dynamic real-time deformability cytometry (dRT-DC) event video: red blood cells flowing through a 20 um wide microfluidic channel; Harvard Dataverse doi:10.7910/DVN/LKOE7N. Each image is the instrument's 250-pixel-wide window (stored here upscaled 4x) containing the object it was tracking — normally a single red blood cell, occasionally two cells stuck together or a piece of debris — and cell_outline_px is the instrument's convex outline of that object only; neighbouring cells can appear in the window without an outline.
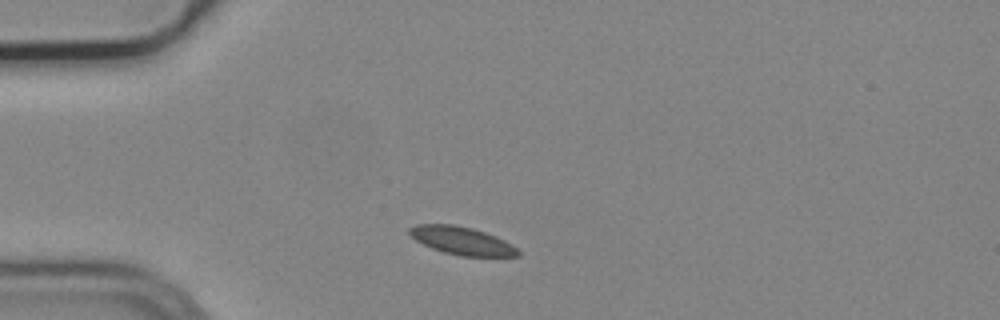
{"species": "common noctule bat (a hibernating species)", "species_latin": "Nyctalus noctula", "temperature_condition": "cold", "stored_images_in_passage": 12, "camera_frame_rate_fps": 3000, "um_per_image_px": 0.085, "animal": {"sex": "male", "body_mass_g": 19.2, "forearm_length_mm": 51.8}, "frame": {"image": 1, "passage_image": 1, "time_ms": 0.0, "image_size_px": [1000, 320], "cell_outline_px": [[520, 256], [460, 256], [444, 252], [432, 248], [416, 240], [408, 232], [408, 228], [416, 224], [452, 224], [472, 228], [496, 236], [504, 240], [516, 248], [520, 252]], "centroid_in_image_um": [39.24, 20.45], "position_along_channel_um": 45.8, "area_um2": 17.51}}
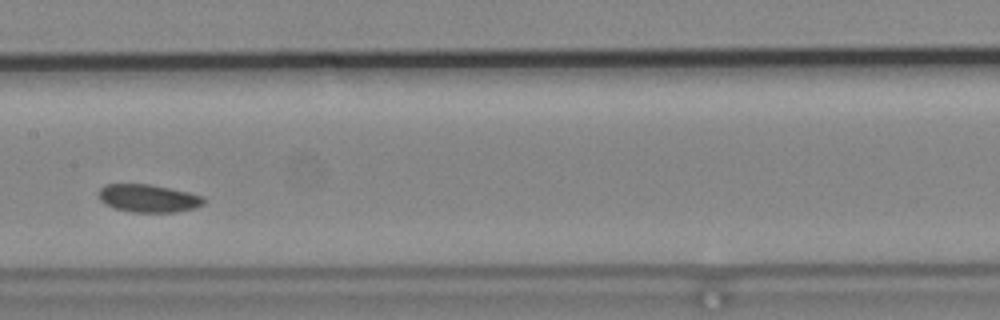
{"frame": {"image": 2, "passage_image": 5, "time_ms": 1.333, "image_size_px": [1000, 320], "cell_outline_px": [[204, 204], [196, 208], [176, 212], [132, 212], [112, 208], [104, 204], [96, 196], [96, 192], [104, 184], [148, 184], [188, 192], [204, 196]], "centroid_in_image_um": [12.55, 16.86], "position_along_channel_um": 194.8, "area_um2": 17.34}}
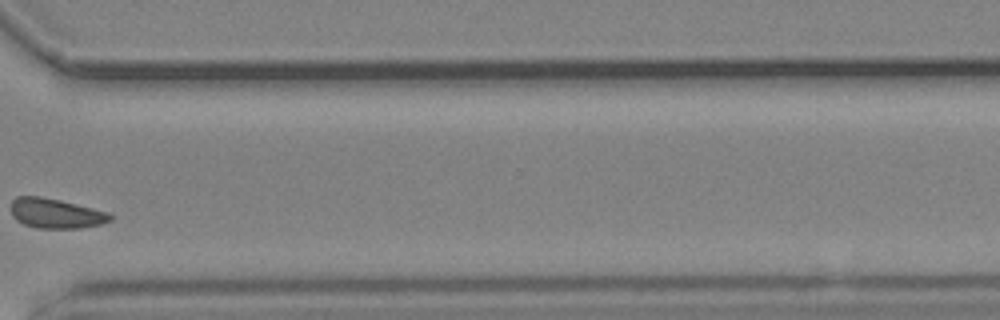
{"frame": {"image": 3, "passage_image": 9, "time_ms": 2.667, "image_size_px": [1000, 320], "cell_outline_px": [[112, 220], [100, 224], [80, 228], [36, 228], [24, 224], [16, 220], [12, 216], [12, 200], [16, 196], [40, 196], [60, 200], [108, 212], [112, 216]], "centroid_in_image_um": [4.72, 18.14], "position_along_channel_um": 365.9, "area_um2": 17.17}}